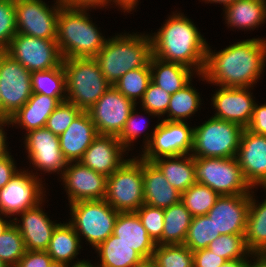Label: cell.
<instances>
[{
  "instance_id": "cell-1",
  "label": "cell",
  "mask_w": 266,
  "mask_h": 267,
  "mask_svg": "<svg viewBox=\"0 0 266 267\" xmlns=\"http://www.w3.org/2000/svg\"><path fill=\"white\" fill-rule=\"evenodd\" d=\"M266 40L253 38L234 43L219 52L207 48L204 80L219 87H250L262 74Z\"/></svg>"
},
{
  "instance_id": "cell-2",
  "label": "cell",
  "mask_w": 266,
  "mask_h": 267,
  "mask_svg": "<svg viewBox=\"0 0 266 267\" xmlns=\"http://www.w3.org/2000/svg\"><path fill=\"white\" fill-rule=\"evenodd\" d=\"M151 40L152 56L196 69L199 77L203 73L208 44L191 19L174 13Z\"/></svg>"
},
{
  "instance_id": "cell-3",
  "label": "cell",
  "mask_w": 266,
  "mask_h": 267,
  "mask_svg": "<svg viewBox=\"0 0 266 267\" xmlns=\"http://www.w3.org/2000/svg\"><path fill=\"white\" fill-rule=\"evenodd\" d=\"M151 56V36L128 33L106 40L103 48L94 58L106 81L113 86L125 73L150 67Z\"/></svg>"
},
{
  "instance_id": "cell-4",
  "label": "cell",
  "mask_w": 266,
  "mask_h": 267,
  "mask_svg": "<svg viewBox=\"0 0 266 267\" xmlns=\"http://www.w3.org/2000/svg\"><path fill=\"white\" fill-rule=\"evenodd\" d=\"M87 10L65 5L60 9L56 42L63 59L94 58L107 40L89 20Z\"/></svg>"
},
{
  "instance_id": "cell-5",
  "label": "cell",
  "mask_w": 266,
  "mask_h": 267,
  "mask_svg": "<svg viewBox=\"0 0 266 267\" xmlns=\"http://www.w3.org/2000/svg\"><path fill=\"white\" fill-rule=\"evenodd\" d=\"M63 67L66 77V101L82 111H88L111 86L95 58L63 59Z\"/></svg>"
},
{
  "instance_id": "cell-6",
  "label": "cell",
  "mask_w": 266,
  "mask_h": 267,
  "mask_svg": "<svg viewBox=\"0 0 266 267\" xmlns=\"http://www.w3.org/2000/svg\"><path fill=\"white\" fill-rule=\"evenodd\" d=\"M243 131L236 123L211 117L194 127L191 155L194 158L236 157Z\"/></svg>"
},
{
  "instance_id": "cell-7",
  "label": "cell",
  "mask_w": 266,
  "mask_h": 267,
  "mask_svg": "<svg viewBox=\"0 0 266 267\" xmlns=\"http://www.w3.org/2000/svg\"><path fill=\"white\" fill-rule=\"evenodd\" d=\"M104 199L118 212H136L144 204L142 158L126 160L108 176Z\"/></svg>"
},
{
  "instance_id": "cell-8",
  "label": "cell",
  "mask_w": 266,
  "mask_h": 267,
  "mask_svg": "<svg viewBox=\"0 0 266 267\" xmlns=\"http://www.w3.org/2000/svg\"><path fill=\"white\" fill-rule=\"evenodd\" d=\"M70 207L72 220L69 223L77 235H83L94 248L113 234L119 212L105 199L77 201Z\"/></svg>"
},
{
  "instance_id": "cell-9",
  "label": "cell",
  "mask_w": 266,
  "mask_h": 267,
  "mask_svg": "<svg viewBox=\"0 0 266 267\" xmlns=\"http://www.w3.org/2000/svg\"><path fill=\"white\" fill-rule=\"evenodd\" d=\"M197 183L221 195L250 194L253 188L245 180L236 157L194 158Z\"/></svg>"
},
{
  "instance_id": "cell-10",
  "label": "cell",
  "mask_w": 266,
  "mask_h": 267,
  "mask_svg": "<svg viewBox=\"0 0 266 267\" xmlns=\"http://www.w3.org/2000/svg\"><path fill=\"white\" fill-rule=\"evenodd\" d=\"M31 95V72L5 51L0 52L2 119H10Z\"/></svg>"
},
{
  "instance_id": "cell-11",
  "label": "cell",
  "mask_w": 266,
  "mask_h": 267,
  "mask_svg": "<svg viewBox=\"0 0 266 267\" xmlns=\"http://www.w3.org/2000/svg\"><path fill=\"white\" fill-rule=\"evenodd\" d=\"M5 52L30 72L45 71L63 64L56 39H41L17 33Z\"/></svg>"
},
{
  "instance_id": "cell-12",
  "label": "cell",
  "mask_w": 266,
  "mask_h": 267,
  "mask_svg": "<svg viewBox=\"0 0 266 267\" xmlns=\"http://www.w3.org/2000/svg\"><path fill=\"white\" fill-rule=\"evenodd\" d=\"M194 128L185 122L161 120L145 141L142 159L152 162L160 157L189 155L193 147Z\"/></svg>"
},
{
  "instance_id": "cell-13",
  "label": "cell",
  "mask_w": 266,
  "mask_h": 267,
  "mask_svg": "<svg viewBox=\"0 0 266 267\" xmlns=\"http://www.w3.org/2000/svg\"><path fill=\"white\" fill-rule=\"evenodd\" d=\"M57 5L49 8L42 0H14L17 33L41 39L57 38V18L61 7Z\"/></svg>"
},
{
  "instance_id": "cell-14",
  "label": "cell",
  "mask_w": 266,
  "mask_h": 267,
  "mask_svg": "<svg viewBox=\"0 0 266 267\" xmlns=\"http://www.w3.org/2000/svg\"><path fill=\"white\" fill-rule=\"evenodd\" d=\"M136 103L110 86L87 111L98 134L118 137Z\"/></svg>"
},
{
  "instance_id": "cell-15",
  "label": "cell",
  "mask_w": 266,
  "mask_h": 267,
  "mask_svg": "<svg viewBox=\"0 0 266 267\" xmlns=\"http://www.w3.org/2000/svg\"><path fill=\"white\" fill-rule=\"evenodd\" d=\"M31 174L26 170L20 171L0 189V215H18L42 204L45 195L42 182L34 173Z\"/></svg>"
},
{
  "instance_id": "cell-16",
  "label": "cell",
  "mask_w": 266,
  "mask_h": 267,
  "mask_svg": "<svg viewBox=\"0 0 266 267\" xmlns=\"http://www.w3.org/2000/svg\"><path fill=\"white\" fill-rule=\"evenodd\" d=\"M26 134L25 147L32 165L48 173L61 171L63 175L68 161L61 152L59 136L46 127L29 131Z\"/></svg>"
},
{
  "instance_id": "cell-17",
  "label": "cell",
  "mask_w": 266,
  "mask_h": 267,
  "mask_svg": "<svg viewBox=\"0 0 266 267\" xmlns=\"http://www.w3.org/2000/svg\"><path fill=\"white\" fill-rule=\"evenodd\" d=\"M71 164L73 162H68L61 176L68 193L69 203L104 199L108 177L84 166L80 161Z\"/></svg>"
},
{
  "instance_id": "cell-18",
  "label": "cell",
  "mask_w": 266,
  "mask_h": 267,
  "mask_svg": "<svg viewBox=\"0 0 266 267\" xmlns=\"http://www.w3.org/2000/svg\"><path fill=\"white\" fill-rule=\"evenodd\" d=\"M245 180L251 187L266 188V136L253 133L247 128L241 135L236 155Z\"/></svg>"
},
{
  "instance_id": "cell-19",
  "label": "cell",
  "mask_w": 266,
  "mask_h": 267,
  "mask_svg": "<svg viewBox=\"0 0 266 267\" xmlns=\"http://www.w3.org/2000/svg\"><path fill=\"white\" fill-rule=\"evenodd\" d=\"M250 194L221 195L206 214L220 235L245 234Z\"/></svg>"
},
{
  "instance_id": "cell-20",
  "label": "cell",
  "mask_w": 266,
  "mask_h": 267,
  "mask_svg": "<svg viewBox=\"0 0 266 267\" xmlns=\"http://www.w3.org/2000/svg\"><path fill=\"white\" fill-rule=\"evenodd\" d=\"M248 87H221L214 94L213 107L217 110L215 118L233 122L244 129L253 116L255 101Z\"/></svg>"
},
{
  "instance_id": "cell-21",
  "label": "cell",
  "mask_w": 266,
  "mask_h": 267,
  "mask_svg": "<svg viewBox=\"0 0 266 267\" xmlns=\"http://www.w3.org/2000/svg\"><path fill=\"white\" fill-rule=\"evenodd\" d=\"M125 151L116 136L99 134L87 148L80 162L108 177L127 160L122 156Z\"/></svg>"
},
{
  "instance_id": "cell-22",
  "label": "cell",
  "mask_w": 266,
  "mask_h": 267,
  "mask_svg": "<svg viewBox=\"0 0 266 267\" xmlns=\"http://www.w3.org/2000/svg\"><path fill=\"white\" fill-rule=\"evenodd\" d=\"M27 209L21 214V224L17 223V218L13 220L24 240L26 250L46 251L52 238L54 229L59 223H53L42 211L40 206ZM41 208V209H40Z\"/></svg>"
},
{
  "instance_id": "cell-23",
  "label": "cell",
  "mask_w": 266,
  "mask_h": 267,
  "mask_svg": "<svg viewBox=\"0 0 266 267\" xmlns=\"http://www.w3.org/2000/svg\"><path fill=\"white\" fill-rule=\"evenodd\" d=\"M87 111H82L68 129L59 136L60 148L68 162H78L98 136Z\"/></svg>"
},
{
  "instance_id": "cell-24",
  "label": "cell",
  "mask_w": 266,
  "mask_h": 267,
  "mask_svg": "<svg viewBox=\"0 0 266 267\" xmlns=\"http://www.w3.org/2000/svg\"><path fill=\"white\" fill-rule=\"evenodd\" d=\"M144 204L166 209L181 201V192L167 181L160 169L143 159Z\"/></svg>"
},
{
  "instance_id": "cell-25",
  "label": "cell",
  "mask_w": 266,
  "mask_h": 267,
  "mask_svg": "<svg viewBox=\"0 0 266 267\" xmlns=\"http://www.w3.org/2000/svg\"><path fill=\"white\" fill-rule=\"evenodd\" d=\"M113 234L133 247L144 259L153 256L157 244L148 235L136 212H119Z\"/></svg>"
},
{
  "instance_id": "cell-26",
  "label": "cell",
  "mask_w": 266,
  "mask_h": 267,
  "mask_svg": "<svg viewBox=\"0 0 266 267\" xmlns=\"http://www.w3.org/2000/svg\"><path fill=\"white\" fill-rule=\"evenodd\" d=\"M66 97H51L32 93L29 100L10 118L11 124L23 126L27 132L44 128L47 120Z\"/></svg>"
},
{
  "instance_id": "cell-27",
  "label": "cell",
  "mask_w": 266,
  "mask_h": 267,
  "mask_svg": "<svg viewBox=\"0 0 266 267\" xmlns=\"http://www.w3.org/2000/svg\"><path fill=\"white\" fill-rule=\"evenodd\" d=\"M149 66L151 81L169 94H174L192 80L193 69L180 63L165 62L151 56Z\"/></svg>"
},
{
  "instance_id": "cell-28",
  "label": "cell",
  "mask_w": 266,
  "mask_h": 267,
  "mask_svg": "<svg viewBox=\"0 0 266 267\" xmlns=\"http://www.w3.org/2000/svg\"><path fill=\"white\" fill-rule=\"evenodd\" d=\"M188 156L185 154L160 157L152 161L160 169L172 187L181 193L196 183L194 157L191 154Z\"/></svg>"
},
{
  "instance_id": "cell-29",
  "label": "cell",
  "mask_w": 266,
  "mask_h": 267,
  "mask_svg": "<svg viewBox=\"0 0 266 267\" xmlns=\"http://www.w3.org/2000/svg\"><path fill=\"white\" fill-rule=\"evenodd\" d=\"M224 8L227 24L239 29H255L266 19V0H236Z\"/></svg>"
},
{
  "instance_id": "cell-30",
  "label": "cell",
  "mask_w": 266,
  "mask_h": 267,
  "mask_svg": "<svg viewBox=\"0 0 266 267\" xmlns=\"http://www.w3.org/2000/svg\"><path fill=\"white\" fill-rule=\"evenodd\" d=\"M100 256V267H134L144 258L133 247L110 235L95 248Z\"/></svg>"
},
{
  "instance_id": "cell-31",
  "label": "cell",
  "mask_w": 266,
  "mask_h": 267,
  "mask_svg": "<svg viewBox=\"0 0 266 267\" xmlns=\"http://www.w3.org/2000/svg\"><path fill=\"white\" fill-rule=\"evenodd\" d=\"M80 237L75 232L70 223L58 224L53 231L46 252L53 261L62 262L69 265L76 255H78Z\"/></svg>"
},
{
  "instance_id": "cell-32",
  "label": "cell",
  "mask_w": 266,
  "mask_h": 267,
  "mask_svg": "<svg viewBox=\"0 0 266 267\" xmlns=\"http://www.w3.org/2000/svg\"><path fill=\"white\" fill-rule=\"evenodd\" d=\"M191 220L192 215L181 201L164 209L162 245L184 244Z\"/></svg>"
},
{
  "instance_id": "cell-33",
  "label": "cell",
  "mask_w": 266,
  "mask_h": 267,
  "mask_svg": "<svg viewBox=\"0 0 266 267\" xmlns=\"http://www.w3.org/2000/svg\"><path fill=\"white\" fill-rule=\"evenodd\" d=\"M245 240L251 253L266 251V199L262 204H256L252 194H250Z\"/></svg>"
},
{
  "instance_id": "cell-34",
  "label": "cell",
  "mask_w": 266,
  "mask_h": 267,
  "mask_svg": "<svg viewBox=\"0 0 266 267\" xmlns=\"http://www.w3.org/2000/svg\"><path fill=\"white\" fill-rule=\"evenodd\" d=\"M31 82L32 93L51 97H66V77L63 64L45 71L31 72Z\"/></svg>"
},
{
  "instance_id": "cell-35",
  "label": "cell",
  "mask_w": 266,
  "mask_h": 267,
  "mask_svg": "<svg viewBox=\"0 0 266 267\" xmlns=\"http://www.w3.org/2000/svg\"><path fill=\"white\" fill-rule=\"evenodd\" d=\"M190 84L191 82L174 94H171L167 108L168 118L163 120L185 122V118L198 111L201 99L199 93Z\"/></svg>"
},
{
  "instance_id": "cell-36",
  "label": "cell",
  "mask_w": 266,
  "mask_h": 267,
  "mask_svg": "<svg viewBox=\"0 0 266 267\" xmlns=\"http://www.w3.org/2000/svg\"><path fill=\"white\" fill-rule=\"evenodd\" d=\"M219 196L210 187L196 182L181 193V202L189 210L192 217H196L206 215Z\"/></svg>"
},
{
  "instance_id": "cell-37",
  "label": "cell",
  "mask_w": 266,
  "mask_h": 267,
  "mask_svg": "<svg viewBox=\"0 0 266 267\" xmlns=\"http://www.w3.org/2000/svg\"><path fill=\"white\" fill-rule=\"evenodd\" d=\"M218 236L219 231L207 215L192 217L184 245L194 252L207 248Z\"/></svg>"
},
{
  "instance_id": "cell-38",
  "label": "cell",
  "mask_w": 266,
  "mask_h": 267,
  "mask_svg": "<svg viewBox=\"0 0 266 267\" xmlns=\"http://www.w3.org/2000/svg\"><path fill=\"white\" fill-rule=\"evenodd\" d=\"M150 81V67H142L125 73L113 86L136 103L137 98H143Z\"/></svg>"
},
{
  "instance_id": "cell-39",
  "label": "cell",
  "mask_w": 266,
  "mask_h": 267,
  "mask_svg": "<svg viewBox=\"0 0 266 267\" xmlns=\"http://www.w3.org/2000/svg\"><path fill=\"white\" fill-rule=\"evenodd\" d=\"M152 258L158 267H193V252L184 244L156 245Z\"/></svg>"
},
{
  "instance_id": "cell-40",
  "label": "cell",
  "mask_w": 266,
  "mask_h": 267,
  "mask_svg": "<svg viewBox=\"0 0 266 267\" xmlns=\"http://www.w3.org/2000/svg\"><path fill=\"white\" fill-rule=\"evenodd\" d=\"M207 248L226 261L247 258L249 254H252L247 248L245 234H222L215 238Z\"/></svg>"
},
{
  "instance_id": "cell-41",
  "label": "cell",
  "mask_w": 266,
  "mask_h": 267,
  "mask_svg": "<svg viewBox=\"0 0 266 267\" xmlns=\"http://www.w3.org/2000/svg\"><path fill=\"white\" fill-rule=\"evenodd\" d=\"M24 240L14 223L0 236V260L15 267L26 252Z\"/></svg>"
},
{
  "instance_id": "cell-42",
  "label": "cell",
  "mask_w": 266,
  "mask_h": 267,
  "mask_svg": "<svg viewBox=\"0 0 266 267\" xmlns=\"http://www.w3.org/2000/svg\"><path fill=\"white\" fill-rule=\"evenodd\" d=\"M136 213L148 235L157 245H162L164 209L143 204L138 208Z\"/></svg>"
},
{
  "instance_id": "cell-43",
  "label": "cell",
  "mask_w": 266,
  "mask_h": 267,
  "mask_svg": "<svg viewBox=\"0 0 266 267\" xmlns=\"http://www.w3.org/2000/svg\"><path fill=\"white\" fill-rule=\"evenodd\" d=\"M81 112L82 110L73 103L63 101L49 116L45 127L53 134L60 136Z\"/></svg>"
},
{
  "instance_id": "cell-44",
  "label": "cell",
  "mask_w": 266,
  "mask_h": 267,
  "mask_svg": "<svg viewBox=\"0 0 266 267\" xmlns=\"http://www.w3.org/2000/svg\"><path fill=\"white\" fill-rule=\"evenodd\" d=\"M16 34L14 0H0V52L7 50Z\"/></svg>"
},
{
  "instance_id": "cell-45",
  "label": "cell",
  "mask_w": 266,
  "mask_h": 267,
  "mask_svg": "<svg viewBox=\"0 0 266 267\" xmlns=\"http://www.w3.org/2000/svg\"><path fill=\"white\" fill-rule=\"evenodd\" d=\"M171 94L164 91L158 85L150 81L143 98L141 99L143 110L150 115L158 117L167 113V108L170 102Z\"/></svg>"
},
{
  "instance_id": "cell-46",
  "label": "cell",
  "mask_w": 266,
  "mask_h": 267,
  "mask_svg": "<svg viewBox=\"0 0 266 267\" xmlns=\"http://www.w3.org/2000/svg\"><path fill=\"white\" fill-rule=\"evenodd\" d=\"M136 108H134L128 117L125 126L120 133V135L117 137L118 140L121 142L123 147L128 150V147L131 146L130 144L138 138V136L143 132L139 126V122L137 121L136 115L138 117V114H136L135 111ZM147 128V126L145 127ZM142 131V132H141Z\"/></svg>"
},
{
  "instance_id": "cell-47",
  "label": "cell",
  "mask_w": 266,
  "mask_h": 267,
  "mask_svg": "<svg viewBox=\"0 0 266 267\" xmlns=\"http://www.w3.org/2000/svg\"><path fill=\"white\" fill-rule=\"evenodd\" d=\"M52 261L46 251L27 250L15 267H49Z\"/></svg>"
},
{
  "instance_id": "cell-48",
  "label": "cell",
  "mask_w": 266,
  "mask_h": 267,
  "mask_svg": "<svg viewBox=\"0 0 266 267\" xmlns=\"http://www.w3.org/2000/svg\"><path fill=\"white\" fill-rule=\"evenodd\" d=\"M226 260L208 248L193 252V267H220Z\"/></svg>"
},
{
  "instance_id": "cell-49",
  "label": "cell",
  "mask_w": 266,
  "mask_h": 267,
  "mask_svg": "<svg viewBox=\"0 0 266 267\" xmlns=\"http://www.w3.org/2000/svg\"><path fill=\"white\" fill-rule=\"evenodd\" d=\"M247 129L253 133L266 136V104L255 103L253 116Z\"/></svg>"
},
{
  "instance_id": "cell-50",
  "label": "cell",
  "mask_w": 266,
  "mask_h": 267,
  "mask_svg": "<svg viewBox=\"0 0 266 267\" xmlns=\"http://www.w3.org/2000/svg\"><path fill=\"white\" fill-rule=\"evenodd\" d=\"M19 171L11 155L0 157V189L3 188Z\"/></svg>"
},
{
  "instance_id": "cell-51",
  "label": "cell",
  "mask_w": 266,
  "mask_h": 267,
  "mask_svg": "<svg viewBox=\"0 0 266 267\" xmlns=\"http://www.w3.org/2000/svg\"><path fill=\"white\" fill-rule=\"evenodd\" d=\"M63 5L73 8H84V9H90L96 8L97 6H107L108 3H111L112 1L117 4L116 0H60ZM111 1V2H110Z\"/></svg>"
},
{
  "instance_id": "cell-52",
  "label": "cell",
  "mask_w": 266,
  "mask_h": 267,
  "mask_svg": "<svg viewBox=\"0 0 266 267\" xmlns=\"http://www.w3.org/2000/svg\"><path fill=\"white\" fill-rule=\"evenodd\" d=\"M5 124L10 125V119H0V157L9 153L6 147V135L3 131L4 129L2 128V126H5Z\"/></svg>"
},
{
  "instance_id": "cell-53",
  "label": "cell",
  "mask_w": 266,
  "mask_h": 267,
  "mask_svg": "<svg viewBox=\"0 0 266 267\" xmlns=\"http://www.w3.org/2000/svg\"><path fill=\"white\" fill-rule=\"evenodd\" d=\"M248 258H238L225 261L220 267H248Z\"/></svg>"
},
{
  "instance_id": "cell-54",
  "label": "cell",
  "mask_w": 266,
  "mask_h": 267,
  "mask_svg": "<svg viewBox=\"0 0 266 267\" xmlns=\"http://www.w3.org/2000/svg\"><path fill=\"white\" fill-rule=\"evenodd\" d=\"M251 255H254L253 258L257 257V259L253 263L248 262V267H266V256L263 253H252Z\"/></svg>"
},
{
  "instance_id": "cell-55",
  "label": "cell",
  "mask_w": 266,
  "mask_h": 267,
  "mask_svg": "<svg viewBox=\"0 0 266 267\" xmlns=\"http://www.w3.org/2000/svg\"><path fill=\"white\" fill-rule=\"evenodd\" d=\"M117 4H119L123 10L129 12L135 8L137 5L138 0H116Z\"/></svg>"
},
{
  "instance_id": "cell-56",
  "label": "cell",
  "mask_w": 266,
  "mask_h": 267,
  "mask_svg": "<svg viewBox=\"0 0 266 267\" xmlns=\"http://www.w3.org/2000/svg\"><path fill=\"white\" fill-rule=\"evenodd\" d=\"M134 267H158L156 261L151 257L147 259H143L138 264H136Z\"/></svg>"
},
{
  "instance_id": "cell-57",
  "label": "cell",
  "mask_w": 266,
  "mask_h": 267,
  "mask_svg": "<svg viewBox=\"0 0 266 267\" xmlns=\"http://www.w3.org/2000/svg\"><path fill=\"white\" fill-rule=\"evenodd\" d=\"M9 221L10 222L0 217V236L14 223L11 220Z\"/></svg>"
},
{
  "instance_id": "cell-58",
  "label": "cell",
  "mask_w": 266,
  "mask_h": 267,
  "mask_svg": "<svg viewBox=\"0 0 266 267\" xmlns=\"http://www.w3.org/2000/svg\"><path fill=\"white\" fill-rule=\"evenodd\" d=\"M71 267H100V265L94 266L91 263H89V261L87 262L85 260H81V261L76 262Z\"/></svg>"
},
{
  "instance_id": "cell-59",
  "label": "cell",
  "mask_w": 266,
  "mask_h": 267,
  "mask_svg": "<svg viewBox=\"0 0 266 267\" xmlns=\"http://www.w3.org/2000/svg\"><path fill=\"white\" fill-rule=\"evenodd\" d=\"M213 2V3H222L225 6H227L228 4L234 3L236 0H205V2Z\"/></svg>"
},
{
  "instance_id": "cell-60",
  "label": "cell",
  "mask_w": 266,
  "mask_h": 267,
  "mask_svg": "<svg viewBox=\"0 0 266 267\" xmlns=\"http://www.w3.org/2000/svg\"><path fill=\"white\" fill-rule=\"evenodd\" d=\"M49 267H71V266L70 265L68 266V264L62 262L52 261Z\"/></svg>"
},
{
  "instance_id": "cell-61",
  "label": "cell",
  "mask_w": 266,
  "mask_h": 267,
  "mask_svg": "<svg viewBox=\"0 0 266 267\" xmlns=\"http://www.w3.org/2000/svg\"><path fill=\"white\" fill-rule=\"evenodd\" d=\"M0 119H2V102H1V99H0Z\"/></svg>"
},
{
  "instance_id": "cell-62",
  "label": "cell",
  "mask_w": 266,
  "mask_h": 267,
  "mask_svg": "<svg viewBox=\"0 0 266 267\" xmlns=\"http://www.w3.org/2000/svg\"><path fill=\"white\" fill-rule=\"evenodd\" d=\"M0 267H9V266H7L4 262H2V261L0 260Z\"/></svg>"
}]
</instances>
